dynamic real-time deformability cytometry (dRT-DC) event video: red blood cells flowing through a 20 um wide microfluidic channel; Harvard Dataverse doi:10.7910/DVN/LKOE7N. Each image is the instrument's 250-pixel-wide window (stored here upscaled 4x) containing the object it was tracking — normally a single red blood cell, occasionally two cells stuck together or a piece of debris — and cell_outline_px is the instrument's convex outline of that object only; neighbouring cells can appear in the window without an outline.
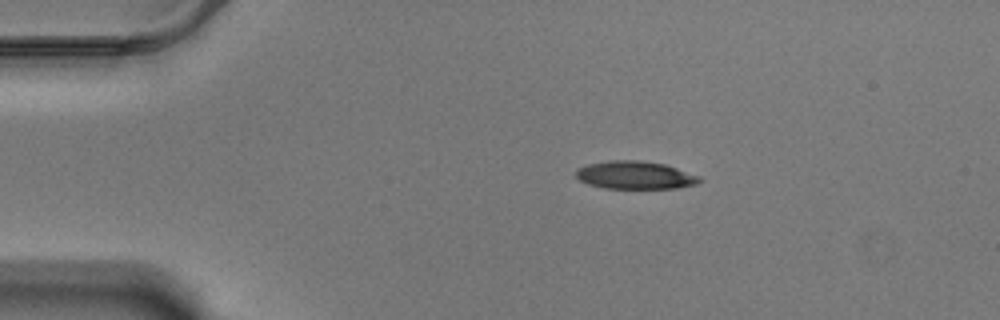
{"species": "Egyptian fruit bat (a non-hibernating species)", "species_latin": "Rousettus aegyptiacus", "temperature_condition": "warm", "stored_images_in_passage": 48, "camera_frame_rate_fps": 3000, "um_per_image_px": 0.085, "animal": {"sex": "male"}, "frame": {"image": 1, "passage_image": 1, "time_ms": 0.0, "image_size_px": [1000, 320], "cell_outline_px": [[704, 180], [696, 184], [676, 188], [604, 188], [588, 184], [580, 180], [576, 176], [576, 168], [588, 164], [608, 160], [640, 160], [664, 164], [700, 176]], "centroid_in_image_um": [53.98, 14.88], "position_along_channel_um": 31.0, "area_um2": 20.11}}
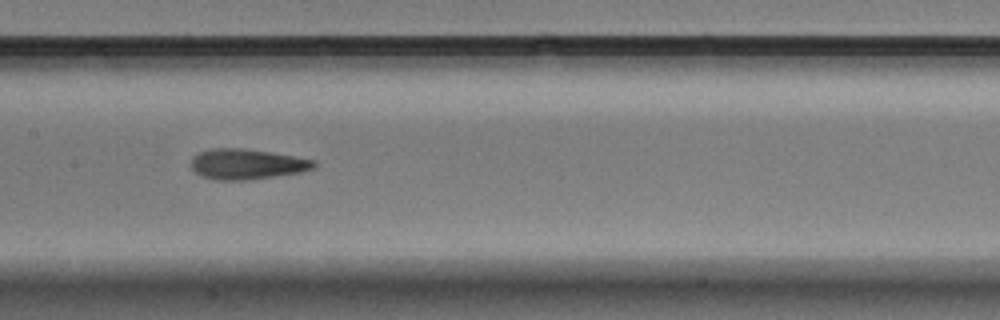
{"frame": {"image": 2, "passage_image": 19, "time_ms": 6.0, "image_size_px": [1000, 320], "cell_outline_px": [[316, 168], [300, 172], [252, 180], [216, 180], [200, 176], [188, 164], [192, 156], [200, 152], [212, 148], [240, 148], [268, 152], [316, 160]], "centroid_in_image_um": [20.94, 13.96], "position_along_channel_um": 186.5, "area_um2": 21.91}}
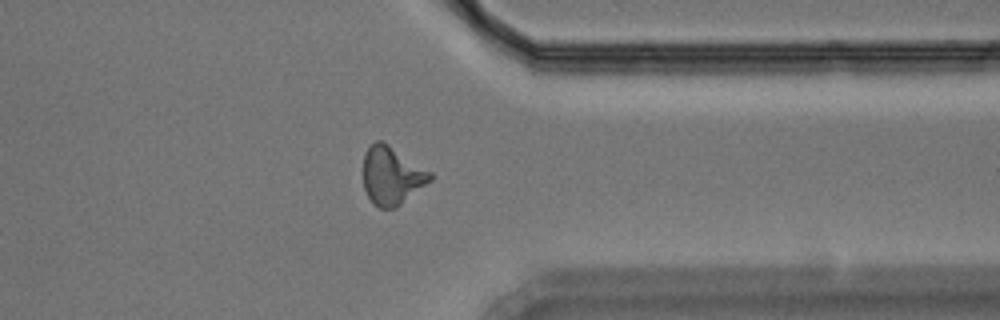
{"frame": {"image": 3, "passage_image": 36, "time_ms": 11.667, "image_size_px": [1000, 320], "cell_outline_px": [[432, 180], [396, 208], [380, 208], [372, 204], [364, 188], [364, 152], [376, 140], [384, 140], [432, 172]], "centroid_in_image_um": [33.31, 14.91], "position_along_channel_um": 378.1, "area_um2": 22.89}, "authors_computed_cell_mechanics": {"area_um2": 21.386, "velocity_mm_per_s": 3.4714, "shape_relaxation_time_tau1_ms": 3.9836, "shape_relaxation_time_tau2_ms": 1.9592, "deformation_change_tau1": 0.1792, "deformation_change_tau2": 0.1173}}